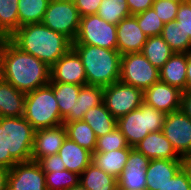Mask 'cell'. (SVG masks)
Instances as JSON below:
<instances>
[{
  "label": "cell",
  "mask_w": 191,
  "mask_h": 190,
  "mask_svg": "<svg viewBox=\"0 0 191 190\" xmlns=\"http://www.w3.org/2000/svg\"><path fill=\"white\" fill-rule=\"evenodd\" d=\"M84 65L87 85L106 87L120 80L121 54L117 49L72 45Z\"/></svg>",
  "instance_id": "cell-3"
},
{
  "label": "cell",
  "mask_w": 191,
  "mask_h": 190,
  "mask_svg": "<svg viewBox=\"0 0 191 190\" xmlns=\"http://www.w3.org/2000/svg\"><path fill=\"white\" fill-rule=\"evenodd\" d=\"M170 1H176V2H179V3H183V2H186L188 0H170Z\"/></svg>",
  "instance_id": "cell-50"
},
{
  "label": "cell",
  "mask_w": 191,
  "mask_h": 190,
  "mask_svg": "<svg viewBox=\"0 0 191 190\" xmlns=\"http://www.w3.org/2000/svg\"><path fill=\"white\" fill-rule=\"evenodd\" d=\"M0 168L5 169V148L0 138Z\"/></svg>",
  "instance_id": "cell-47"
},
{
  "label": "cell",
  "mask_w": 191,
  "mask_h": 190,
  "mask_svg": "<svg viewBox=\"0 0 191 190\" xmlns=\"http://www.w3.org/2000/svg\"><path fill=\"white\" fill-rule=\"evenodd\" d=\"M191 89V52L187 53L186 90Z\"/></svg>",
  "instance_id": "cell-44"
},
{
  "label": "cell",
  "mask_w": 191,
  "mask_h": 190,
  "mask_svg": "<svg viewBox=\"0 0 191 190\" xmlns=\"http://www.w3.org/2000/svg\"><path fill=\"white\" fill-rule=\"evenodd\" d=\"M44 172L66 170L64 162L58 154L43 157L37 161Z\"/></svg>",
  "instance_id": "cell-40"
},
{
  "label": "cell",
  "mask_w": 191,
  "mask_h": 190,
  "mask_svg": "<svg viewBox=\"0 0 191 190\" xmlns=\"http://www.w3.org/2000/svg\"><path fill=\"white\" fill-rule=\"evenodd\" d=\"M116 190H147V189H137V188H125V187H117Z\"/></svg>",
  "instance_id": "cell-49"
},
{
  "label": "cell",
  "mask_w": 191,
  "mask_h": 190,
  "mask_svg": "<svg viewBox=\"0 0 191 190\" xmlns=\"http://www.w3.org/2000/svg\"><path fill=\"white\" fill-rule=\"evenodd\" d=\"M67 137L64 124L46 129H39L34 132L33 148L31 154L32 161L58 154L63 142Z\"/></svg>",
  "instance_id": "cell-16"
},
{
  "label": "cell",
  "mask_w": 191,
  "mask_h": 190,
  "mask_svg": "<svg viewBox=\"0 0 191 190\" xmlns=\"http://www.w3.org/2000/svg\"><path fill=\"white\" fill-rule=\"evenodd\" d=\"M158 190H191V180L182 168L172 179Z\"/></svg>",
  "instance_id": "cell-39"
},
{
  "label": "cell",
  "mask_w": 191,
  "mask_h": 190,
  "mask_svg": "<svg viewBox=\"0 0 191 190\" xmlns=\"http://www.w3.org/2000/svg\"><path fill=\"white\" fill-rule=\"evenodd\" d=\"M18 28V0H0V34L9 38Z\"/></svg>",
  "instance_id": "cell-31"
},
{
  "label": "cell",
  "mask_w": 191,
  "mask_h": 190,
  "mask_svg": "<svg viewBox=\"0 0 191 190\" xmlns=\"http://www.w3.org/2000/svg\"><path fill=\"white\" fill-rule=\"evenodd\" d=\"M50 82L87 85L84 65L72 47L50 68Z\"/></svg>",
  "instance_id": "cell-13"
},
{
  "label": "cell",
  "mask_w": 191,
  "mask_h": 190,
  "mask_svg": "<svg viewBox=\"0 0 191 190\" xmlns=\"http://www.w3.org/2000/svg\"><path fill=\"white\" fill-rule=\"evenodd\" d=\"M67 137L76 142L82 148L94 153L97 137L93 129L83 120L63 122Z\"/></svg>",
  "instance_id": "cell-29"
},
{
  "label": "cell",
  "mask_w": 191,
  "mask_h": 190,
  "mask_svg": "<svg viewBox=\"0 0 191 190\" xmlns=\"http://www.w3.org/2000/svg\"><path fill=\"white\" fill-rule=\"evenodd\" d=\"M67 190H87L86 188H84L80 183L74 187H71Z\"/></svg>",
  "instance_id": "cell-48"
},
{
  "label": "cell",
  "mask_w": 191,
  "mask_h": 190,
  "mask_svg": "<svg viewBox=\"0 0 191 190\" xmlns=\"http://www.w3.org/2000/svg\"><path fill=\"white\" fill-rule=\"evenodd\" d=\"M175 53L191 52V39L174 21L164 24L160 35Z\"/></svg>",
  "instance_id": "cell-32"
},
{
  "label": "cell",
  "mask_w": 191,
  "mask_h": 190,
  "mask_svg": "<svg viewBox=\"0 0 191 190\" xmlns=\"http://www.w3.org/2000/svg\"><path fill=\"white\" fill-rule=\"evenodd\" d=\"M7 190H47L45 172L37 161L16 163L8 170Z\"/></svg>",
  "instance_id": "cell-12"
},
{
  "label": "cell",
  "mask_w": 191,
  "mask_h": 190,
  "mask_svg": "<svg viewBox=\"0 0 191 190\" xmlns=\"http://www.w3.org/2000/svg\"><path fill=\"white\" fill-rule=\"evenodd\" d=\"M0 78L29 93L49 84L50 67L5 38L0 47Z\"/></svg>",
  "instance_id": "cell-1"
},
{
  "label": "cell",
  "mask_w": 191,
  "mask_h": 190,
  "mask_svg": "<svg viewBox=\"0 0 191 190\" xmlns=\"http://www.w3.org/2000/svg\"><path fill=\"white\" fill-rule=\"evenodd\" d=\"M26 93L0 78V117H22Z\"/></svg>",
  "instance_id": "cell-22"
},
{
  "label": "cell",
  "mask_w": 191,
  "mask_h": 190,
  "mask_svg": "<svg viewBox=\"0 0 191 190\" xmlns=\"http://www.w3.org/2000/svg\"><path fill=\"white\" fill-rule=\"evenodd\" d=\"M180 3L170 0H155L153 8L164 24L176 19Z\"/></svg>",
  "instance_id": "cell-37"
},
{
  "label": "cell",
  "mask_w": 191,
  "mask_h": 190,
  "mask_svg": "<svg viewBox=\"0 0 191 190\" xmlns=\"http://www.w3.org/2000/svg\"><path fill=\"white\" fill-rule=\"evenodd\" d=\"M104 87L94 85H84L81 87L75 105V113H69L64 122L82 120L86 112L103 102Z\"/></svg>",
  "instance_id": "cell-24"
},
{
  "label": "cell",
  "mask_w": 191,
  "mask_h": 190,
  "mask_svg": "<svg viewBox=\"0 0 191 190\" xmlns=\"http://www.w3.org/2000/svg\"><path fill=\"white\" fill-rule=\"evenodd\" d=\"M94 131L96 137H101L117 127V119L106 109L104 102L90 108L83 119Z\"/></svg>",
  "instance_id": "cell-25"
},
{
  "label": "cell",
  "mask_w": 191,
  "mask_h": 190,
  "mask_svg": "<svg viewBox=\"0 0 191 190\" xmlns=\"http://www.w3.org/2000/svg\"><path fill=\"white\" fill-rule=\"evenodd\" d=\"M4 39H5V38L0 34V47H1V44H2V42H3Z\"/></svg>",
  "instance_id": "cell-51"
},
{
  "label": "cell",
  "mask_w": 191,
  "mask_h": 190,
  "mask_svg": "<svg viewBox=\"0 0 191 190\" xmlns=\"http://www.w3.org/2000/svg\"><path fill=\"white\" fill-rule=\"evenodd\" d=\"M181 110L191 119V89L182 92Z\"/></svg>",
  "instance_id": "cell-43"
},
{
  "label": "cell",
  "mask_w": 191,
  "mask_h": 190,
  "mask_svg": "<svg viewBox=\"0 0 191 190\" xmlns=\"http://www.w3.org/2000/svg\"><path fill=\"white\" fill-rule=\"evenodd\" d=\"M97 15L106 22L117 25L131 16V13L126 0H102Z\"/></svg>",
  "instance_id": "cell-33"
},
{
  "label": "cell",
  "mask_w": 191,
  "mask_h": 190,
  "mask_svg": "<svg viewBox=\"0 0 191 190\" xmlns=\"http://www.w3.org/2000/svg\"><path fill=\"white\" fill-rule=\"evenodd\" d=\"M34 132L22 117H0V138L5 148V169L31 160Z\"/></svg>",
  "instance_id": "cell-4"
},
{
  "label": "cell",
  "mask_w": 191,
  "mask_h": 190,
  "mask_svg": "<svg viewBox=\"0 0 191 190\" xmlns=\"http://www.w3.org/2000/svg\"><path fill=\"white\" fill-rule=\"evenodd\" d=\"M162 133L181 157L191 153V119L181 109L166 114Z\"/></svg>",
  "instance_id": "cell-11"
},
{
  "label": "cell",
  "mask_w": 191,
  "mask_h": 190,
  "mask_svg": "<svg viewBox=\"0 0 191 190\" xmlns=\"http://www.w3.org/2000/svg\"><path fill=\"white\" fill-rule=\"evenodd\" d=\"M183 169L188 173L191 180V153L182 157Z\"/></svg>",
  "instance_id": "cell-46"
},
{
  "label": "cell",
  "mask_w": 191,
  "mask_h": 190,
  "mask_svg": "<svg viewBox=\"0 0 191 190\" xmlns=\"http://www.w3.org/2000/svg\"><path fill=\"white\" fill-rule=\"evenodd\" d=\"M79 183L87 190H116L117 179L106 174L93 162L80 174Z\"/></svg>",
  "instance_id": "cell-26"
},
{
  "label": "cell",
  "mask_w": 191,
  "mask_h": 190,
  "mask_svg": "<svg viewBox=\"0 0 191 190\" xmlns=\"http://www.w3.org/2000/svg\"><path fill=\"white\" fill-rule=\"evenodd\" d=\"M23 117L35 131L63 124L53 88L49 84L26 93Z\"/></svg>",
  "instance_id": "cell-5"
},
{
  "label": "cell",
  "mask_w": 191,
  "mask_h": 190,
  "mask_svg": "<svg viewBox=\"0 0 191 190\" xmlns=\"http://www.w3.org/2000/svg\"><path fill=\"white\" fill-rule=\"evenodd\" d=\"M103 102L111 115L118 119L141 106L143 91L119 80L104 87Z\"/></svg>",
  "instance_id": "cell-10"
},
{
  "label": "cell",
  "mask_w": 191,
  "mask_h": 190,
  "mask_svg": "<svg viewBox=\"0 0 191 190\" xmlns=\"http://www.w3.org/2000/svg\"><path fill=\"white\" fill-rule=\"evenodd\" d=\"M123 148H132L129 146L125 136L118 127L104 136L98 137L94 152H108Z\"/></svg>",
  "instance_id": "cell-36"
},
{
  "label": "cell",
  "mask_w": 191,
  "mask_h": 190,
  "mask_svg": "<svg viewBox=\"0 0 191 190\" xmlns=\"http://www.w3.org/2000/svg\"><path fill=\"white\" fill-rule=\"evenodd\" d=\"M50 0H18L19 27L41 23Z\"/></svg>",
  "instance_id": "cell-30"
},
{
  "label": "cell",
  "mask_w": 191,
  "mask_h": 190,
  "mask_svg": "<svg viewBox=\"0 0 191 190\" xmlns=\"http://www.w3.org/2000/svg\"><path fill=\"white\" fill-rule=\"evenodd\" d=\"M133 148H123L108 152H94L92 162L106 174L118 179L125 169L130 151Z\"/></svg>",
  "instance_id": "cell-23"
},
{
  "label": "cell",
  "mask_w": 191,
  "mask_h": 190,
  "mask_svg": "<svg viewBox=\"0 0 191 190\" xmlns=\"http://www.w3.org/2000/svg\"><path fill=\"white\" fill-rule=\"evenodd\" d=\"M102 0H74L80 16L97 14Z\"/></svg>",
  "instance_id": "cell-41"
},
{
  "label": "cell",
  "mask_w": 191,
  "mask_h": 190,
  "mask_svg": "<svg viewBox=\"0 0 191 190\" xmlns=\"http://www.w3.org/2000/svg\"><path fill=\"white\" fill-rule=\"evenodd\" d=\"M81 16L74 1L50 0L42 24L63 34L72 43L77 37Z\"/></svg>",
  "instance_id": "cell-7"
},
{
  "label": "cell",
  "mask_w": 191,
  "mask_h": 190,
  "mask_svg": "<svg viewBox=\"0 0 191 190\" xmlns=\"http://www.w3.org/2000/svg\"><path fill=\"white\" fill-rule=\"evenodd\" d=\"M166 114L145 102L141 106L117 119V127L134 148L149 133L162 131Z\"/></svg>",
  "instance_id": "cell-6"
},
{
  "label": "cell",
  "mask_w": 191,
  "mask_h": 190,
  "mask_svg": "<svg viewBox=\"0 0 191 190\" xmlns=\"http://www.w3.org/2000/svg\"><path fill=\"white\" fill-rule=\"evenodd\" d=\"M146 104L165 114L181 109L182 91L161 80L143 92Z\"/></svg>",
  "instance_id": "cell-14"
},
{
  "label": "cell",
  "mask_w": 191,
  "mask_h": 190,
  "mask_svg": "<svg viewBox=\"0 0 191 190\" xmlns=\"http://www.w3.org/2000/svg\"><path fill=\"white\" fill-rule=\"evenodd\" d=\"M159 80V69L153 66L141 52L121 55V82L144 92Z\"/></svg>",
  "instance_id": "cell-9"
},
{
  "label": "cell",
  "mask_w": 191,
  "mask_h": 190,
  "mask_svg": "<svg viewBox=\"0 0 191 190\" xmlns=\"http://www.w3.org/2000/svg\"><path fill=\"white\" fill-rule=\"evenodd\" d=\"M68 171L81 174L92 163L93 153L79 146L76 142L66 137L58 151Z\"/></svg>",
  "instance_id": "cell-20"
},
{
  "label": "cell",
  "mask_w": 191,
  "mask_h": 190,
  "mask_svg": "<svg viewBox=\"0 0 191 190\" xmlns=\"http://www.w3.org/2000/svg\"><path fill=\"white\" fill-rule=\"evenodd\" d=\"M174 23L191 39V0L180 3Z\"/></svg>",
  "instance_id": "cell-38"
},
{
  "label": "cell",
  "mask_w": 191,
  "mask_h": 190,
  "mask_svg": "<svg viewBox=\"0 0 191 190\" xmlns=\"http://www.w3.org/2000/svg\"><path fill=\"white\" fill-rule=\"evenodd\" d=\"M182 168V159H152L146 169V189L158 190Z\"/></svg>",
  "instance_id": "cell-18"
},
{
  "label": "cell",
  "mask_w": 191,
  "mask_h": 190,
  "mask_svg": "<svg viewBox=\"0 0 191 190\" xmlns=\"http://www.w3.org/2000/svg\"><path fill=\"white\" fill-rule=\"evenodd\" d=\"M148 159H182L162 131L149 133L135 147Z\"/></svg>",
  "instance_id": "cell-19"
},
{
  "label": "cell",
  "mask_w": 191,
  "mask_h": 190,
  "mask_svg": "<svg viewBox=\"0 0 191 190\" xmlns=\"http://www.w3.org/2000/svg\"><path fill=\"white\" fill-rule=\"evenodd\" d=\"M8 170L0 168V190H7Z\"/></svg>",
  "instance_id": "cell-45"
},
{
  "label": "cell",
  "mask_w": 191,
  "mask_h": 190,
  "mask_svg": "<svg viewBox=\"0 0 191 190\" xmlns=\"http://www.w3.org/2000/svg\"><path fill=\"white\" fill-rule=\"evenodd\" d=\"M116 26L117 51L121 55L142 52L147 36L138 26L136 17H126Z\"/></svg>",
  "instance_id": "cell-15"
},
{
  "label": "cell",
  "mask_w": 191,
  "mask_h": 190,
  "mask_svg": "<svg viewBox=\"0 0 191 190\" xmlns=\"http://www.w3.org/2000/svg\"><path fill=\"white\" fill-rule=\"evenodd\" d=\"M137 19L138 26L147 37L160 36L164 23L159 18L153 7L146 11L134 15Z\"/></svg>",
  "instance_id": "cell-35"
},
{
  "label": "cell",
  "mask_w": 191,
  "mask_h": 190,
  "mask_svg": "<svg viewBox=\"0 0 191 190\" xmlns=\"http://www.w3.org/2000/svg\"><path fill=\"white\" fill-rule=\"evenodd\" d=\"M150 161L133 148L129 153L125 169L117 179V187L146 189V169Z\"/></svg>",
  "instance_id": "cell-17"
},
{
  "label": "cell",
  "mask_w": 191,
  "mask_h": 190,
  "mask_svg": "<svg viewBox=\"0 0 191 190\" xmlns=\"http://www.w3.org/2000/svg\"><path fill=\"white\" fill-rule=\"evenodd\" d=\"M9 39L22 51L35 56L50 68L72 47V42L66 36L42 23L23 25Z\"/></svg>",
  "instance_id": "cell-2"
},
{
  "label": "cell",
  "mask_w": 191,
  "mask_h": 190,
  "mask_svg": "<svg viewBox=\"0 0 191 190\" xmlns=\"http://www.w3.org/2000/svg\"><path fill=\"white\" fill-rule=\"evenodd\" d=\"M141 53L153 66L161 69L175 52L161 36H152L147 37Z\"/></svg>",
  "instance_id": "cell-28"
},
{
  "label": "cell",
  "mask_w": 191,
  "mask_h": 190,
  "mask_svg": "<svg viewBox=\"0 0 191 190\" xmlns=\"http://www.w3.org/2000/svg\"><path fill=\"white\" fill-rule=\"evenodd\" d=\"M49 85L53 88L61 117L64 119L69 113H75V105L82 85L58 82H49Z\"/></svg>",
  "instance_id": "cell-27"
},
{
  "label": "cell",
  "mask_w": 191,
  "mask_h": 190,
  "mask_svg": "<svg viewBox=\"0 0 191 190\" xmlns=\"http://www.w3.org/2000/svg\"><path fill=\"white\" fill-rule=\"evenodd\" d=\"M117 26L101 19L97 14L81 17L80 27L72 45H92L117 49Z\"/></svg>",
  "instance_id": "cell-8"
},
{
  "label": "cell",
  "mask_w": 191,
  "mask_h": 190,
  "mask_svg": "<svg viewBox=\"0 0 191 190\" xmlns=\"http://www.w3.org/2000/svg\"><path fill=\"white\" fill-rule=\"evenodd\" d=\"M45 181L47 190H67L79 184L80 175L67 169L45 172Z\"/></svg>",
  "instance_id": "cell-34"
},
{
  "label": "cell",
  "mask_w": 191,
  "mask_h": 190,
  "mask_svg": "<svg viewBox=\"0 0 191 190\" xmlns=\"http://www.w3.org/2000/svg\"><path fill=\"white\" fill-rule=\"evenodd\" d=\"M155 0H126L131 15L146 11L153 6Z\"/></svg>",
  "instance_id": "cell-42"
},
{
  "label": "cell",
  "mask_w": 191,
  "mask_h": 190,
  "mask_svg": "<svg viewBox=\"0 0 191 190\" xmlns=\"http://www.w3.org/2000/svg\"><path fill=\"white\" fill-rule=\"evenodd\" d=\"M186 67L187 53H174L164 66L159 69L160 80L185 92Z\"/></svg>",
  "instance_id": "cell-21"
}]
</instances>
